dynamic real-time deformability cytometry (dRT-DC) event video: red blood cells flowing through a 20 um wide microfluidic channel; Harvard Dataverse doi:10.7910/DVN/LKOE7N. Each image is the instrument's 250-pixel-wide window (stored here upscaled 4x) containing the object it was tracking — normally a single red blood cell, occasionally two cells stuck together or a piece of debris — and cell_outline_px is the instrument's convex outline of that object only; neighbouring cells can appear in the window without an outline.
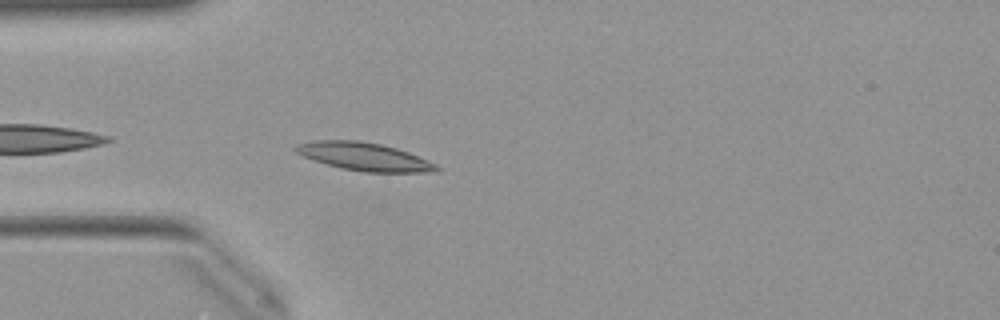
{"species": "Egyptian fruit bat (a non-hibernating species)", "species_latin": "Rousettus aegyptiacus", "temperature_condition": "warm", "stored_images_in_passage": 6, "camera_frame_rate_fps": 3000, "um_per_image_px": 0.085, "animal": {"sex": "female"}, "frame": {"image": 1, "passage_image": 2, "time_ms": 0.333, "image_size_px": [1000, 320], "cell_outline_px": [[440, 172], [364, 172], [340, 168], [304, 156], [296, 152], [292, 148], [296, 144], [316, 140], [360, 140], [380, 144], [396, 148], [408, 152], [428, 160], [436, 164], [440, 168]], "centroid_in_image_um": [30.98, 13.31], "position_along_channel_um": 54.0, "area_um2": 22.95}}
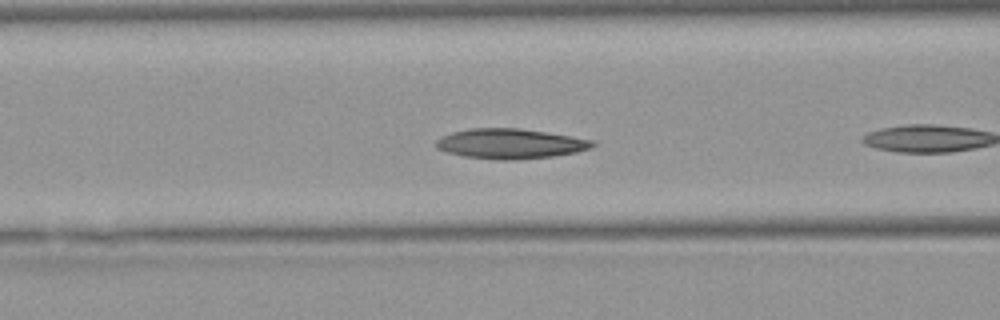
{"frame": {"image": 2, "passage_image": 5, "time_ms": 1.333, "image_size_px": [1000, 320], "cell_outline_px": [[596, 144], [592, 148], [576, 152], [552, 156], [516, 160], [496, 160], [464, 156], [448, 152], [436, 148], [436, 140], [440, 136], [452, 132], [468, 128], [520, 128], [572, 136], [596, 140]], "centroid_in_image_um": [43.39, 12.21], "position_along_channel_um": 123.2, "area_um2": 27.57}}